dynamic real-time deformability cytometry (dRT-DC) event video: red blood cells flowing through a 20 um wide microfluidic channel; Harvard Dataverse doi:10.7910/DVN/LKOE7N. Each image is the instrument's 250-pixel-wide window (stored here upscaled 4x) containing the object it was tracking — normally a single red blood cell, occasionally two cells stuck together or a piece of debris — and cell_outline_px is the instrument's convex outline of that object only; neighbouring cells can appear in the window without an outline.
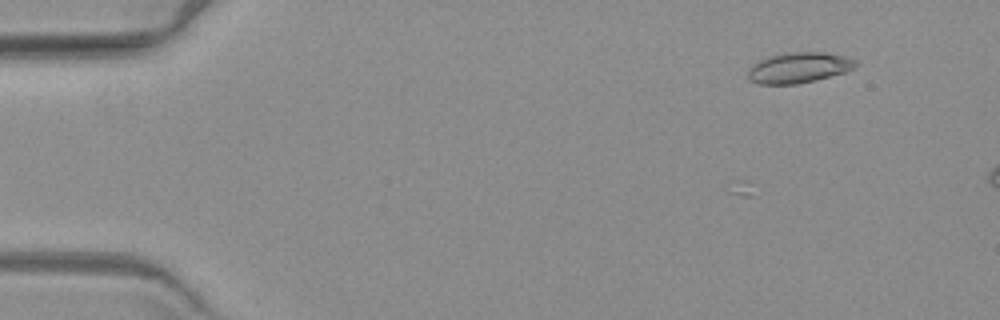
{"species": "common noctule bat (a hibernating species)", "species_latin": "Nyctalus noctula", "temperature_condition": "warm", "stored_images_in_passage": 4, "camera_frame_rate_fps": 3000, "um_per_image_px": 0.085, "animal": {"sex": "female", "body_mass_g": 19.3, "forearm_length_mm": 54.1}, "frame": {"image": 1, "passage_image": 1, "time_ms": 0.0, "image_size_px": [1000, 320], "cell_outline_px": [[856, 64], [852, 68], [844, 72], [816, 80], [796, 84], [756, 84], [748, 80], [748, 68], [752, 64], [768, 56], [788, 52], [824, 52], [844, 56], [856, 60]], "centroid_in_image_um": [67.83, 5.75], "position_along_channel_um": 17.2, "area_um2": 19.19}}